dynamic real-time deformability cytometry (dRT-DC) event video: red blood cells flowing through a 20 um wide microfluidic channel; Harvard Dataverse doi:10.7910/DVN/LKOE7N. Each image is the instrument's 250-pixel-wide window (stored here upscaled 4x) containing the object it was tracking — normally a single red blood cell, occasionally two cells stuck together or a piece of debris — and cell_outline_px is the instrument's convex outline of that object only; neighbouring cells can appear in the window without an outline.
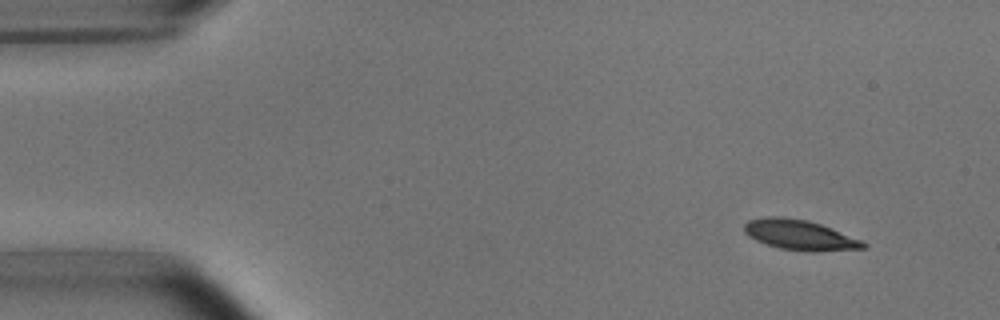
{"species": "common noctule bat (a hibernating species)", "species_latin": "Nyctalus noctula", "temperature_condition": "room temperature", "stored_images_in_passage": 5, "camera_frame_rate_fps": 3000, "um_per_image_px": 0.085, "animal": {"sex": "male", "body_mass_g": 15.6}, "frame": {"image": 1, "passage_image": 2, "time_ms": 1.333, "image_size_px": [1000, 320], "cell_outline_px": [[868, 248], [808, 252], [780, 248], [756, 240], [748, 236], [744, 232], [744, 224], [748, 220], [768, 216], [780, 216], [808, 220], [820, 224], [860, 240], [868, 244]], "centroid_in_image_um": [67.96, 19.97], "position_along_channel_um": 17.0, "area_um2": 20.75}}
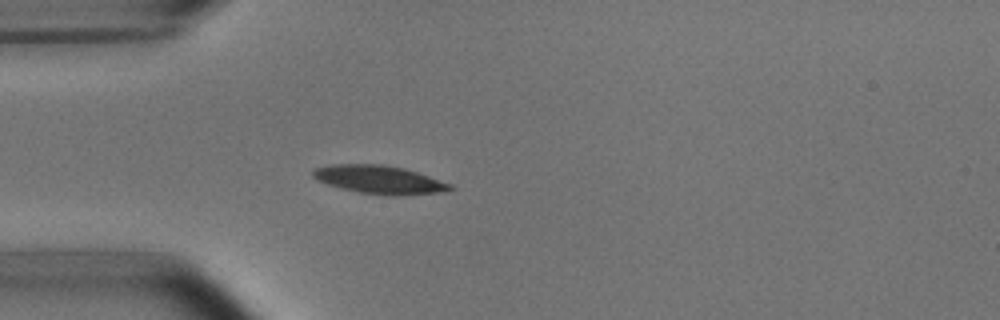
{"frame": {"image": 2, "passage_image": 5, "time_ms": 4.667, "image_size_px": [1000, 320], "cell_outline_px": [[456, 188], [444, 192], [404, 196], [392, 196], [360, 192], [340, 188], [316, 180], [312, 176], [312, 172], [316, 168], [332, 164], [380, 164], [404, 168], [452, 184]], "centroid_in_image_um": [32.28, 15.28], "position_along_channel_um": 52.7, "area_um2": 22.72}}